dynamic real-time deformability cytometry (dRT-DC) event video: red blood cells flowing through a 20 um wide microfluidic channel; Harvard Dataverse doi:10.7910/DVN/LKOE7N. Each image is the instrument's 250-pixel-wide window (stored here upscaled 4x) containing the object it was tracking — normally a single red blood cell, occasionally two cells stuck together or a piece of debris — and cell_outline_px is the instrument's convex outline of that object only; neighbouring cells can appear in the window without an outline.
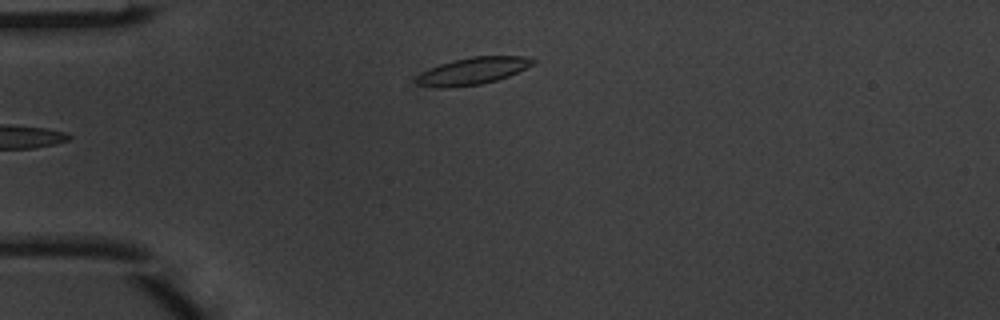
{"species": "common noctule bat (a hibernating species)", "species_latin": "Nyctalus noctula", "temperature_condition": "warm", "stored_images_in_passage": 4, "camera_frame_rate_fps": 3000, "um_per_image_px": 0.085, "animal": {"sex": "male", "body_mass_g": 20.1, "forearm_length_mm": 53.5}, "frame": {"image": 1, "passage_image": 4, "time_ms": 1.0, "image_size_px": [1000, 320], "cell_outline_px": [[536, 60], [532, 64], [508, 76], [496, 80], [480, 84], [448, 88], [436, 88], [416, 84], [416, 76], [440, 64], [452, 60], [472, 56], [524, 56]], "centroid_in_image_um": [40.15, 6.03], "position_along_channel_um": 44.9, "area_um2": 18.15}}